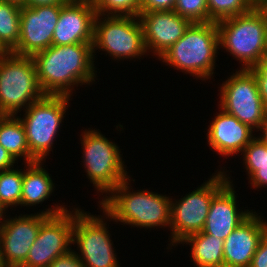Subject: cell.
<instances>
[{"label":"cell","instance_id":"obj_22","mask_svg":"<svg viewBox=\"0 0 267 267\" xmlns=\"http://www.w3.org/2000/svg\"><path fill=\"white\" fill-rule=\"evenodd\" d=\"M182 242L192 244L191 256L197 267H224V240L202 231L190 235Z\"/></svg>","mask_w":267,"mask_h":267},{"label":"cell","instance_id":"obj_33","mask_svg":"<svg viewBox=\"0 0 267 267\" xmlns=\"http://www.w3.org/2000/svg\"><path fill=\"white\" fill-rule=\"evenodd\" d=\"M251 184L253 187H258L262 185L267 186V166L259 167V170L255 171L251 176Z\"/></svg>","mask_w":267,"mask_h":267},{"label":"cell","instance_id":"obj_32","mask_svg":"<svg viewBox=\"0 0 267 267\" xmlns=\"http://www.w3.org/2000/svg\"><path fill=\"white\" fill-rule=\"evenodd\" d=\"M250 267H267V233L261 239L253 255Z\"/></svg>","mask_w":267,"mask_h":267},{"label":"cell","instance_id":"obj_40","mask_svg":"<svg viewBox=\"0 0 267 267\" xmlns=\"http://www.w3.org/2000/svg\"><path fill=\"white\" fill-rule=\"evenodd\" d=\"M5 210L3 209V207L0 205V223H2L1 222V220L3 219V212H4Z\"/></svg>","mask_w":267,"mask_h":267},{"label":"cell","instance_id":"obj_30","mask_svg":"<svg viewBox=\"0 0 267 267\" xmlns=\"http://www.w3.org/2000/svg\"><path fill=\"white\" fill-rule=\"evenodd\" d=\"M176 0H141L140 12L173 10Z\"/></svg>","mask_w":267,"mask_h":267},{"label":"cell","instance_id":"obj_1","mask_svg":"<svg viewBox=\"0 0 267 267\" xmlns=\"http://www.w3.org/2000/svg\"><path fill=\"white\" fill-rule=\"evenodd\" d=\"M92 44L51 45L32 56L39 84L46 95L70 97L71 85L94 80Z\"/></svg>","mask_w":267,"mask_h":267},{"label":"cell","instance_id":"obj_3","mask_svg":"<svg viewBox=\"0 0 267 267\" xmlns=\"http://www.w3.org/2000/svg\"><path fill=\"white\" fill-rule=\"evenodd\" d=\"M128 185L124 180L100 202L108 218L136 227L170 226V198L148 191L130 193Z\"/></svg>","mask_w":267,"mask_h":267},{"label":"cell","instance_id":"obj_26","mask_svg":"<svg viewBox=\"0 0 267 267\" xmlns=\"http://www.w3.org/2000/svg\"><path fill=\"white\" fill-rule=\"evenodd\" d=\"M96 15L138 16L141 0H94ZM107 11V12H106Z\"/></svg>","mask_w":267,"mask_h":267},{"label":"cell","instance_id":"obj_24","mask_svg":"<svg viewBox=\"0 0 267 267\" xmlns=\"http://www.w3.org/2000/svg\"><path fill=\"white\" fill-rule=\"evenodd\" d=\"M24 171L7 169L0 171V205H21L22 183Z\"/></svg>","mask_w":267,"mask_h":267},{"label":"cell","instance_id":"obj_2","mask_svg":"<svg viewBox=\"0 0 267 267\" xmlns=\"http://www.w3.org/2000/svg\"><path fill=\"white\" fill-rule=\"evenodd\" d=\"M217 23L219 45L249 69L266 51L267 9L256 4L249 12L222 19Z\"/></svg>","mask_w":267,"mask_h":267},{"label":"cell","instance_id":"obj_39","mask_svg":"<svg viewBox=\"0 0 267 267\" xmlns=\"http://www.w3.org/2000/svg\"><path fill=\"white\" fill-rule=\"evenodd\" d=\"M0 267H7L2 257L1 245H0Z\"/></svg>","mask_w":267,"mask_h":267},{"label":"cell","instance_id":"obj_14","mask_svg":"<svg viewBox=\"0 0 267 267\" xmlns=\"http://www.w3.org/2000/svg\"><path fill=\"white\" fill-rule=\"evenodd\" d=\"M62 6L47 5L32 8L22 6L19 43L11 53L32 57L50 47Z\"/></svg>","mask_w":267,"mask_h":267},{"label":"cell","instance_id":"obj_21","mask_svg":"<svg viewBox=\"0 0 267 267\" xmlns=\"http://www.w3.org/2000/svg\"><path fill=\"white\" fill-rule=\"evenodd\" d=\"M41 161L28 164L24 171L22 183L21 205H35L49 198L53 191V182L45 169L40 166Z\"/></svg>","mask_w":267,"mask_h":267},{"label":"cell","instance_id":"obj_23","mask_svg":"<svg viewBox=\"0 0 267 267\" xmlns=\"http://www.w3.org/2000/svg\"><path fill=\"white\" fill-rule=\"evenodd\" d=\"M21 6L0 1V41L12 52L20 38Z\"/></svg>","mask_w":267,"mask_h":267},{"label":"cell","instance_id":"obj_35","mask_svg":"<svg viewBox=\"0 0 267 267\" xmlns=\"http://www.w3.org/2000/svg\"><path fill=\"white\" fill-rule=\"evenodd\" d=\"M14 163L12 156L0 145V171L10 169Z\"/></svg>","mask_w":267,"mask_h":267},{"label":"cell","instance_id":"obj_31","mask_svg":"<svg viewBox=\"0 0 267 267\" xmlns=\"http://www.w3.org/2000/svg\"><path fill=\"white\" fill-rule=\"evenodd\" d=\"M49 267H84L78 253L70 250L68 253L54 259Z\"/></svg>","mask_w":267,"mask_h":267},{"label":"cell","instance_id":"obj_34","mask_svg":"<svg viewBox=\"0 0 267 267\" xmlns=\"http://www.w3.org/2000/svg\"><path fill=\"white\" fill-rule=\"evenodd\" d=\"M70 0H26L23 6L25 7H37V6H47V5H64Z\"/></svg>","mask_w":267,"mask_h":267},{"label":"cell","instance_id":"obj_28","mask_svg":"<svg viewBox=\"0 0 267 267\" xmlns=\"http://www.w3.org/2000/svg\"><path fill=\"white\" fill-rule=\"evenodd\" d=\"M246 170L251 176L259 167L267 166V146L259 139L254 138L244 149Z\"/></svg>","mask_w":267,"mask_h":267},{"label":"cell","instance_id":"obj_16","mask_svg":"<svg viewBox=\"0 0 267 267\" xmlns=\"http://www.w3.org/2000/svg\"><path fill=\"white\" fill-rule=\"evenodd\" d=\"M145 47L163 55L186 32L192 22L174 10L140 12Z\"/></svg>","mask_w":267,"mask_h":267},{"label":"cell","instance_id":"obj_10","mask_svg":"<svg viewBox=\"0 0 267 267\" xmlns=\"http://www.w3.org/2000/svg\"><path fill=\"white\" fill-rule=\"evenodd\" d=\"M221 109L252 129H259L267 114L258 85L249 69L234 73L221 87Z\"/></svg>","mask_w":267,"mask_h":267},{"label":"cell","instance_id":"obj_41","mask_svg":"<svg viewBox=\"0 0 267 267\" xmlns=\"http://www.w3.org/2000/svg\"><path fill=\"white\" fill-rule=\"evenodd\" d=\"M261 4L267 9V0H264Z\"/></svg>","mask_w":267,"mask_h":267},{"label":"cell","instance_id":"obj_43","mask_svg":"<svg viewBox=\"0 0 267 267\" xmlns=\"http://www.w3.org/2000/svg\"><path fill=\"white\" fill-rule=\"evenodd\" d=\"M258 3H261V2H263L264 0H256Z\"/></svg>","mask_w":267,"mask_h":267},{"label":"cell","instance_id":"obj_19","mask_svg":"<svg viewBox=\"0 0 267 267\" xmlns=\"http://www.w3.org/2000/svg\"><path fill=\"white\" fill-rule=\"evenodd\" d=\"M252 131L250 126L222 110L208 129V142L220 155L229 156L242 152L255 138Z\"/></svg>","mask_w":267,"mask_h":267},{"label":"cell","instance_id":"obj_5","mask_svg":"<svg viewBox=\"0 0 267 267\" xmlns=\"http://www.w3.org/2000/svg\"><path fill=\"white\" fill-rule=\"evenodd\" d=\"M46 94L38 81L32 57L13 53L0 58V111L16 115Z\"/></svg>","mask_w":267,"mask_h":267},{"label":"cell","instance_id":"obj_18","mask_svg":"<svg viewBox=\"0 0 267 267\" xmlns=\"http://www.w3.org/2000/svg\"><path fill=\"white\" fill-rule=\"evenodd\" d=\"M252 212H238L236 195L228 181L213 197L203 232L225 240Z\"/></svg>","mask_w":267,"mask_h":267},{"label":"cell","instance_id":"obj_7","mask_svg":"<svg viewBox=\"0 0 267 267\" xmlns=\"http://www.w3.org/2000/svg\"><path fill=\"white\" fill-rule=\"evenodd\" d=\"M86 172L99 192H111L128 179L118 146L96 130H85L82 135ZM126 172V173H125Z\"/></svg>","mask_w":267,"mask_h":267},{"label":"cell","instance_id":"obj_36","mask_svg":"<svg viewBox=\"0 0 267 267\" xmlns=\"http://www.w3.org/2000/svg\"><path fill=\"white\" fill-rule=\"evenodd\" d=\"M259 129L263 131V134L259 137V139L267 146V114Z\"/></svg>","mask_w":267,"mask_h":267},{"label":"cell","instance_id":"obj_9","mask_svg":"<svg viewBox=\"0 0 267 267\" xmlns=\"http://www.w3.org/2000/svg\"><path fill=\"white\" fill-rule=\"evenodd\" d=\"M107 16L102 22L100 15L95 17L93 52L95 47L101 48L116 59L141 57L147 52L138 16Z\"/></svg>","mask_w":267,"mask_h":267},{"label":"cell","instance_id":"obj_11","mask_svg":"<svg viewBox=\"0 0 267 267\" xmlns=\"http://www.w3.org/2000/svg\"><path fill=\"white\" fill-rule=\"evenodd\" d=\"M72 243L80 248L84 267H119L102 218L75 209Z\"/></svg>","mask_w":267,"mask_h":267},{"label":"cell","instance_id":"obj_27","mask_svg":"<svg viewBox=\"0 0 267 267\" xmlns=\"http://www.w3.org/2000/svg\"><path fill=\"white\" fill-rule=\"evenodd\" d=\"M173 10L192 23L208 22L207 0H176Z\"/></svg>","mask_w":267,"mask_h":267},{"label":"cell","instance_id":"obj_25","mask_svg":"<svg viewBox=\"0 0 267 267\" xmlns=\"http://www.w3.org/2000/svg\"><path fill=\"white\" fill-rule=\"evenodd\" d=\"M258 2L256 0H207L208 22L249 12Z\"/></svg>","mask_w":267,"mask_h":267},{"label":"cell","instance_id":"obj_8","mask_svg":"<svg viewBox=\"0 0 267 267\" xmlns=\"http://www.w3.org/2000/svg\"><path fill=\"white\" fill-rule=\"evenodd\" d=\"M221 171L176 203L171 201L172 245L203 231L214 195L229 181Z\"/></svg>","mask_w":267,"mask_h":267},{"label":"cell","instance_id":"obj_6","mask_svg":"<svg viewBox=\"0 0 267 267\" xmlns=\"http://www.w3.org/2000/svg\"><path fill=\"white\" fill-rule=\"evenodd\" d=\"M69 99L66 95H45L29 105L25 118H20L30 153L38 161H43L51 150Z\"/></svg>","mask_w":267,"mask_h":267},{"label":"cell","instance_id":"obj_12","mask_svg":"<svg viewBox=\"0 0 267 267\" xmlns=\"http://www.w3.org/2000/svg\"><path fill=\"white\" fill-rule=\"evenodd\" d=\"M67 211L64 206L49 208L36 215L19 216L0 224V245L7 267H20L26 260L41 224L49 217Z\"/></svg>","mask_w":267,"mask_h":267},{"label":"cell","instance_id":"obj_42","mask_svg":"<svg viewBox=\"0 0 267 267\" xmlns=\"http://www.w3.org/2000/svg\"><path fill=\"white\" fill-rule=\"evenodd\" d=\"M4 116L5 114L2 111H0V121L3 119Z\"/></svg>","mask_w":267,"mask_h":267},{"label":"cell","instance_id":"obj_38","mask_svg":"<svg viewBox=\"0 0 267 267\" xmlns=\"http://www.w3.org/2000/svg\"><path fill=\"white\" fill-rule=\"evenodd\" d=\"M0 1L10 2L22 7L26 0H0Z\"/></svg>","mask_w":267,"mask_h":267},{"label":"cell","instance_id":"obj_37","mask_svg":"<svg viewBox=\"0 0 267 267\" xmlns=\"http://www.w3.org/2000/svg\"><path fill=\"white\" fill-rule=\"evenodd\" d=\"M11 52L0 41V58L5 57Z\"/></svg>","mask_w":267,"mask_h":267},{"label":"cell","instance_id":"obj_15","mask_svg":"<svg viewBox=\"0 0 267 267\" xmlns=\"http://www.w3.org/2000/svg\"><path fill=\"white\" fill-rule=\"evenodd\" d=\"M95 17L91 0H70L60 9L52 45L93 43Z\"/></svg>","mask_w":267,"mask_h":267},{"label":"cell","instance_id":"obj_13","mask_svg":"<svg viewBox=\"0 0 267 267\" xmlns=\"http://www.w3.org/2000/svg\"><path fill=\"white\" fill-rule=\"evenodd\" d=\"M69 212L49 216L41 224L37 238L20 267H49L54 259L71 250L74 214Z\"/></svg>","mask_w":267,"mask_h":267},{"label":"cell","instance_id":"obj_4","mask_svg":"<svg viewBox=\"0 0 267 267\" xmlns=\"http://www.w3.org/2000/svg\"><path fill=\"white\" fill-rule=\"evenodd\" d=\"M218 46L216 22L192 23L160 58L172 67L207 79L213 74Z\"/></svg>","mask_w":267,"mask_h":267},{"label":"cell","instance_id":"obj_29","mask_svg":"<svg viewBox=\"0 0 267 267\" xmlns=\"http://www.w3.org/2000/svg\"><path fill=\"white\" fill-rule=\"evenodd\" d=\"M249 70L256 79L262 103L267 109V52L261 57L260 61L249 68Z\"/></svg>","mask_w":267,"mask_h":267},{"label":"cell","instance_id":"obj_20","mask_svg":"<svg viewBox=\"0 0 267 267\" xmlns=\"http://www.w3.org/2000/svg\"><path fill=\"white\" fill-rule=\"evenodd\" d=\"M14 115H5L0 121V145L12 156L14 160L24 157L26 163L38 160L30 153L26 140V131L20 118Z\"/></svg>","mask_w":267,"mask_h":267},{"label":"cell","instance_id":"obj_17","mask_svg":"<svg viewBox=\"0 0 267 267\" xmlns=\"http://www.w3.org/2000/svg\"><path fill=\"white\" fill-rule=\"evenodd\" d=\"M267 223L253 212L224 240V267H250Z\"/></svg>","mask_w":267,"mask_h":267}]
</instances>
